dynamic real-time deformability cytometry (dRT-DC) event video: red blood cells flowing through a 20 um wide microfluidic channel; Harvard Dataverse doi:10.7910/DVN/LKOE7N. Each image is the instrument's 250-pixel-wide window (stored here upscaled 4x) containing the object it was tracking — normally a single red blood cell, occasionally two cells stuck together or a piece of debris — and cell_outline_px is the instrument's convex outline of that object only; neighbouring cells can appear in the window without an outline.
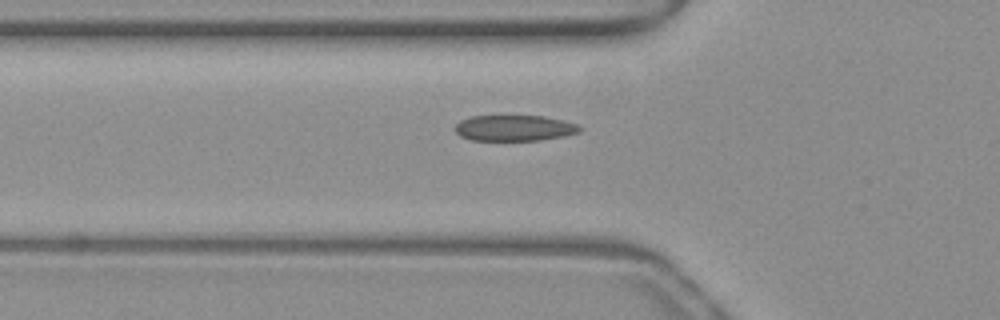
{"species": "common noctule bat (a hibernating species)", "species_latin": "Nyctalus noctula", "temperature_condition": "warm", "stored_images_in_passage": 38, "camera_frame_rate_fps": 3000, "um_per_image_px": 0.085, "animal": {"sex": "female", "body_mass_g": 19.3, "forearm_length_mm": 54.1}, "frame": {"image": 1, "passage_image": 4, "time_ms": 1.0, "image_size_px": [1000, 320], "cell_outline_px": [[584, 128], [580, 132], [564, 136], [540, 140], [472, 140], [460, 136], [452, 128], [460, 120], [472, 116], [544, 116], [564, 120], [580, 124]], "centroid_in_image_um": [43.76, 10.88], "position_along_channel_um": 82.0, "area_um2": 19.02}}
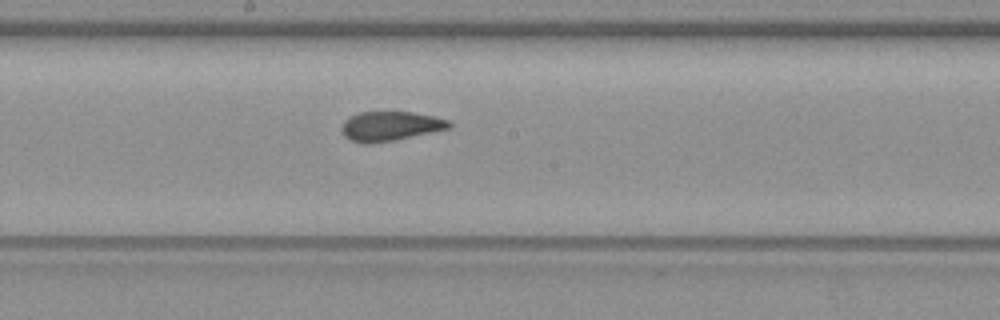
{"frame": {"image": 2, "passage_image": 14, "time_ms": 4.333, "image_size_px": [1000, 320], "cell_outline_px": [[452, 124], [448, 128], [396, 140], [368, 144], [364, 144], [348, 140], [340, 132], [340, 128], [344, 120], [360, 112], [412, 112], [432, 116], [448, 120]], "centroid_in_image_um": [33.1, 10.73], "position_along_channel_um": 215.1, "area_um2": 18.44}}
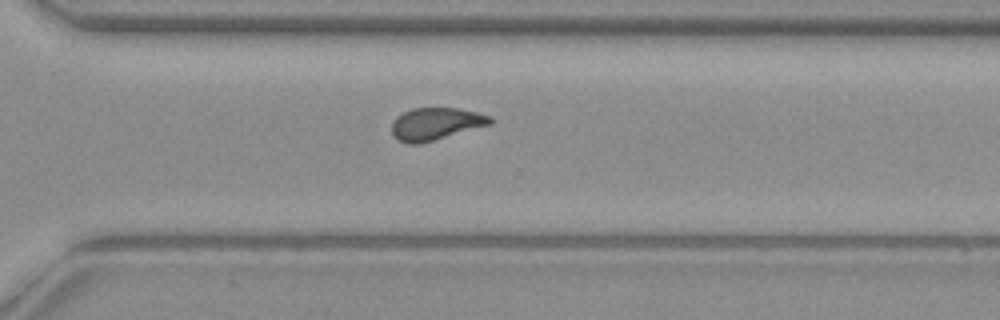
{"frame": {"image": 3, "passage_image": 23, "time_ms": 7.333, "image_size_px": [1000, 320], "cell_outline_px": [[492, 124], [420, 144], [408, 144], [392, 136], [392, 120], [396, 116], [412, 108], [456, 108], [476, 112], [492, 116]], "centroid_in_image_um": [37.02, 10.53], "position_along_channel_um": 333.6, "area_um2": 18.61}, "authors_computed_cell_mechanics": {"area_um2": 18.6405, "velocity_mm_per_s": 3.9634, "shape_relaxation_time_tau1_ms": 6.1663, "shape_relaxation_time_tau2_ms": 1.0446, "deformation_change_tau1": 0.2008, "deformation_change_tau2": 0.0784}}